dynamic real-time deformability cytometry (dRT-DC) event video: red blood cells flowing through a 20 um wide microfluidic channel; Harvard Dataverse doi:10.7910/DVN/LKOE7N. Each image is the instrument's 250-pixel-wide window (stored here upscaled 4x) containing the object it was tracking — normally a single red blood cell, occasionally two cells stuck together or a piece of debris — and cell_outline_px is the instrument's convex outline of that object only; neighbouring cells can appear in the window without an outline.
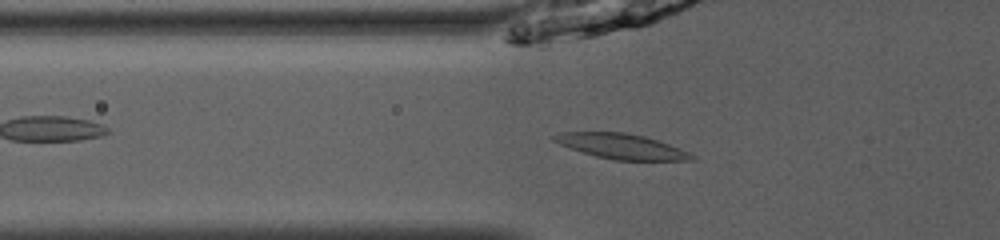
{"species": "common noctule bat (a hibernating species)", "species_latin": "Nyctalus noctula", "temperature_condition": "room temperature", "stored_images_in_passage": 23, "camera_frame_rate_fps": 3000, "um_per_image_px": 0.085, "animal": {"sex": "male", "body_mass_g": 13.0, "forearm_length_mm": 53.1}, "frame": {"image": 1, "passage_image": 3, "time_ms": 0.667, "image_size_px": [1000, 240], "cell_outline_px": [[696, 160], [616, 160], [596, 156], [560, 144], [552, 140], [548, 136], [560, 132], [624, 132], [644, 136], [680, 148], [696, 156]], "centroid_in_image_um": [52.8, 12.43], "position_along_channel_um": 73.0, "area_um2": 20.0}}
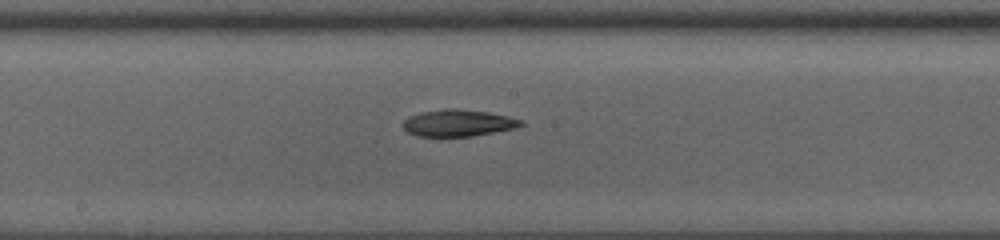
{"frame": {"image": 2, "passage_image": 13, "time_ms": 4.0, "image_size_px": [1000, 240], "cell_outline_px": [[524, 124], [516, 128], [472, 136], [416, 136], [408, 132], [404, 128], [404, 120], [408, 116], [420, 112], [444, 108], [456, 108], [488, 112], [508, 116], [524, 120]], "centroid_in_image_um": [38.96, 10.44], "position_along_channel_um": 209.2, "area_um2": 18.5}}
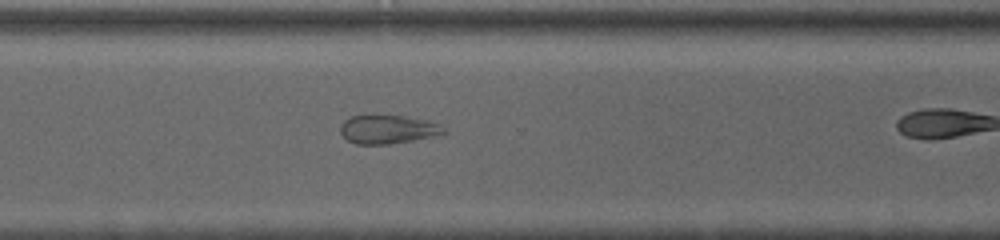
{"frame": {"image": 3, "passage_image": 19, "time_ms": 6.0, "image_size_px": [1000, 240], "cell_outline_px": [[448, 132], [432, 136], [412, 140], [388, 144], [356, 144], [348, 140], [340, 132], [340, 124], [344, 120], [352, 116], [404, 116], [424, 120], [440, 124]], "centroid_in_image_um": [32.95, 11.0], "position_along_channel_um": 337.7, "area_um2": 16.94}}